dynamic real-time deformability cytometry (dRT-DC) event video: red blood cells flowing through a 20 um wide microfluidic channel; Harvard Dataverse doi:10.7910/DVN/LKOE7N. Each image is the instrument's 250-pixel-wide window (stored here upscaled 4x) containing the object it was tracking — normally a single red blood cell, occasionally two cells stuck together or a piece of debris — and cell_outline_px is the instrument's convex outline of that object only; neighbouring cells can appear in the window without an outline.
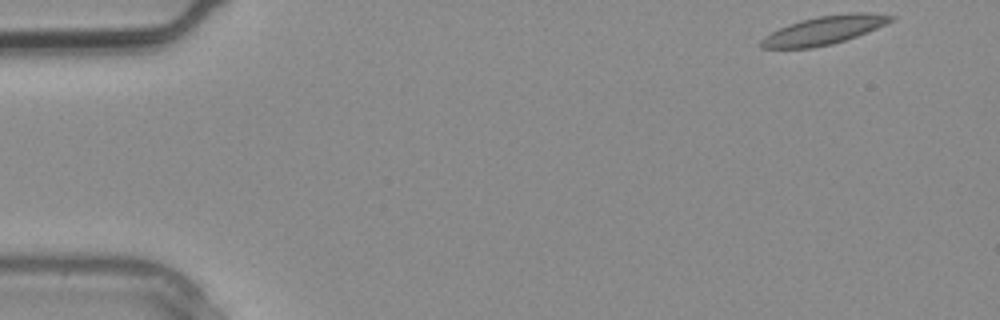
{"species": "common noctule bat (a hibernating species)", "species_latin": "Nyctalus noctula", "temperature_condition": "warm", "stored_images_in_passage": 3, "camera_frame_rate_fps": 3000, "um_per_image_px": 0.085, "animal": {"sex": "male", "body_mass_g": 20.4}, "frame": {"image": 1, "passage_image": 3, "time_ms": 0.667, "image_size_px": [1000, 320], "cell_outline_px": [[896, 20], [868, 32], [832, 44], [812, 48], [760, 48], [760, 40], [764, 36], [788, 24], [800, 20], [820, 16], [852, 12], [868, 12], [896, 16]], "centroid_in_image_um": [70.09, 2.56], "position_along_channel_um": 14.9, "area_um2": 21.56}}